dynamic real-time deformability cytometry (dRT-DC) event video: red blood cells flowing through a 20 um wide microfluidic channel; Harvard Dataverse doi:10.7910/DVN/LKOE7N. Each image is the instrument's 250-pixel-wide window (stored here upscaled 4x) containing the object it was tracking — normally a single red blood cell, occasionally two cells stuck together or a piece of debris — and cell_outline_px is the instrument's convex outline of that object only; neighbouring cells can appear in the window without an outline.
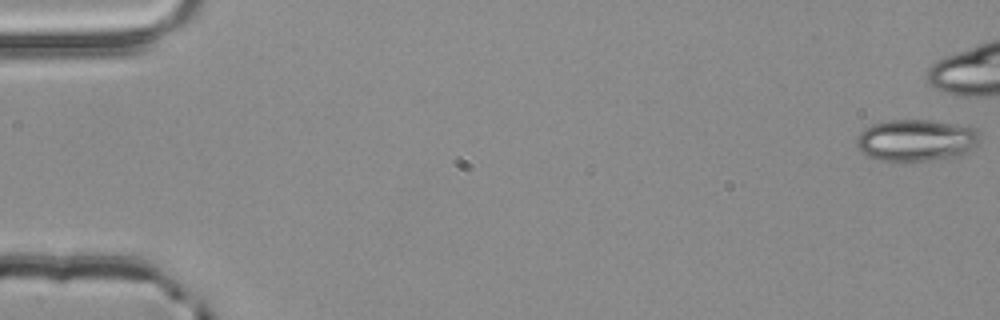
{"species": "common noctule bat (a hibernating species)", "species_latin": "Nyctalus noctula", "temperature_condition": "room temperature", "stored_images_in_passage": 44, "camera_frame_rate_fps": 3000, "um_per_image_px": 0.085, "animal": {"sex": "male", "body_mass_g": 20.4}, "frame": {"image": 1, "passage_image": 1, "time_ms": 0.0, "image_size_px": [1000, 320], "cell_outline_px": [[980, 136], [976, 144], [960, 156], [924, 160], [884, 160], [868, 156], [856, 144], [856, 136], [864, 128], [872, 124], [888, 120], [928, 120], [976, 128], [980, 132]], "centroid_in_image_um": [77.86, 11.9], "position_along_channel_um": 7.1, "area_um2": 29.54}}
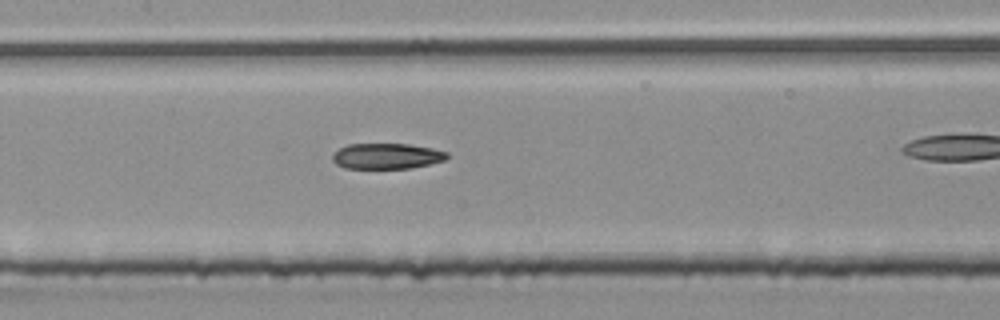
{"frame": {"image": 2, "passage_image": 27, "time_ms": 8.667, "image_size_px": [1000, 320], "cell_outline_px": [[448, 160], [408, 168], [344, 168], [336, 164], [332, 160], [332, 156], [340, 148], [348, 144], [408, 144], [432, 148], [448, 152]], "centroid_in_image_um": [32.89, 13.27], "position_along_channel_um": 174.5, "area_um2": 17.05}}
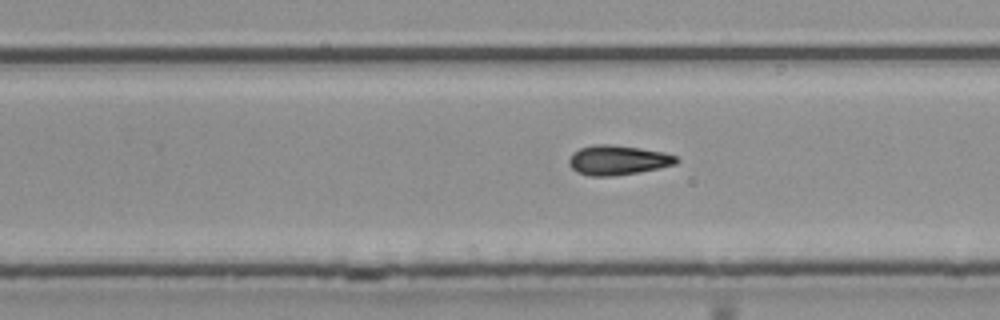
{"frame": {"image": 3, "passage_image": 35, "time_ms": 11.333, "image_size_px": [1000, 320], "cell_outline_px": [[680, 160], [676, 164], [660, 168], [640, 172], [608, 176], [588, 176], [576, 172], [568, 164], [568, 160], [572, 152], [580, 148], [592, 144], [608, 144], [640, 148], [664, 152], [676, 156]], "centroid_in_image_um": [52.5, 13.61], "position_along_channel_um": 277.3, "area_um2": 18.73}}